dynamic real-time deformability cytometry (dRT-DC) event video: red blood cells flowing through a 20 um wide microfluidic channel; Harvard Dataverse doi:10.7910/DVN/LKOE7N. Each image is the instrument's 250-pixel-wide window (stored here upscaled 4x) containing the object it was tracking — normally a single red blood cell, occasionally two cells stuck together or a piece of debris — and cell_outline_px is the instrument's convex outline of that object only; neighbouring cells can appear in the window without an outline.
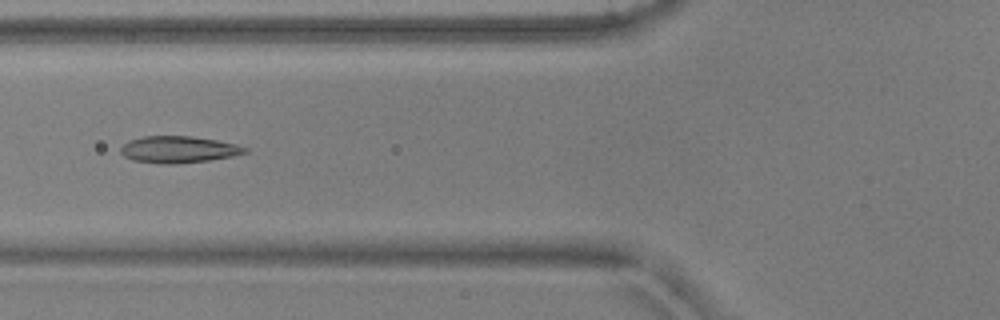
{"species": "common noctule bat (a hibernating species)", "species_latin": "Nyctalus noctula", "temperature_condition": "warm", "stored_images_in_passage": 8, "camera_frame_rate_fps": 3000, "um_per_image_px": 0.085, "animal": {"sex": "male", "body_mass_g": 17.9, "forearm_length_mm": 54.2}, "frame": {"image": 1, "passage_image": 6, "time_ms": 1.667, "image_size_px": [1000, 320], "cell_outline_px": [[248, 152], [232, 156], [208, 160], [172, 164], [160, 164], [132, 160], [124, 156], [120, 152], [120, 148], [128, 140], [144, 136], [192, 136], [216, 140], [236, 144], [248, 148]], "centroid_in_image_um": [15.15, 12.7], "position_along_channel_um": 110.7, "area_um2": 19.36}}
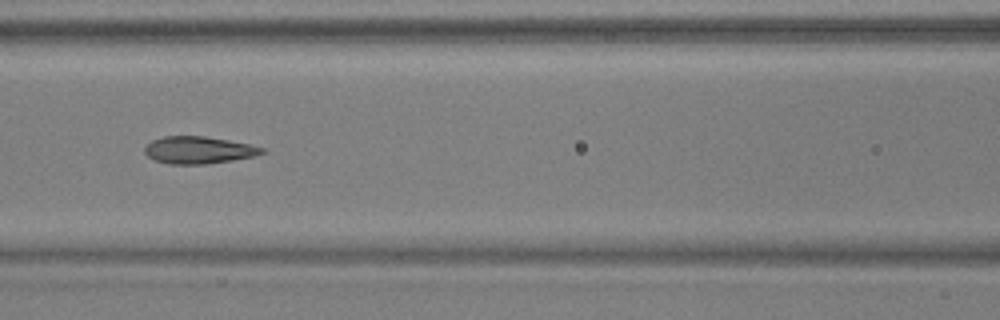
{"frame": {"image": 2, "passage_image": 7, "time_ms": 2.0, "image_size_px": [1000, 320], "cell_outline_px": [[264, 152], [252, 156], [232, 160], [204, 164], [168, 164], [156, 160], [148, 156], [144, 152], [144, 148], [152, 140], [164, 136], [204, 136], [228, 140], [248, 144], [264, 148]], "centroid_in_image_um": [16.84, 12.75], "position_along_channel_um": 149.8, "area_um2": 18.32}}
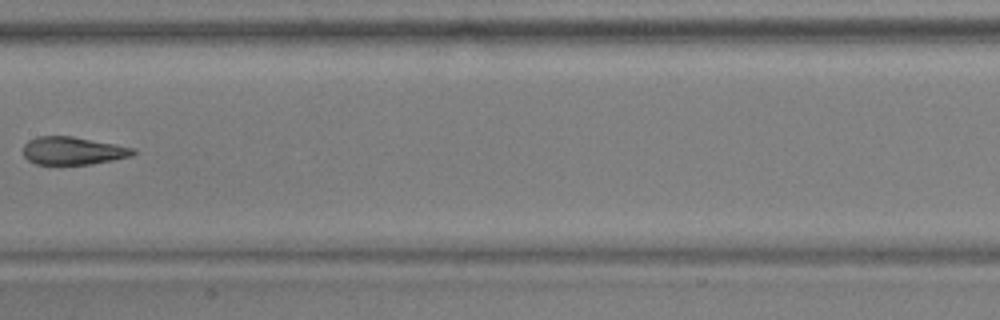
{"frame": {"image": 3, "passage_image": 8, "time_ms": 2.333, "image_size_px": [1000, 320], "cell_outline_px": [[136, 152], [132, 156], [92, 164], [36, 164], [28, 160], [24, 156], [24, 144], [28, 140], [36, 136], [72, 136], [136, 148]], "centroid_in_image_um": [6.2, 12.81], "position_along_channel_um": 201.2, "area_um2": 17.86}}